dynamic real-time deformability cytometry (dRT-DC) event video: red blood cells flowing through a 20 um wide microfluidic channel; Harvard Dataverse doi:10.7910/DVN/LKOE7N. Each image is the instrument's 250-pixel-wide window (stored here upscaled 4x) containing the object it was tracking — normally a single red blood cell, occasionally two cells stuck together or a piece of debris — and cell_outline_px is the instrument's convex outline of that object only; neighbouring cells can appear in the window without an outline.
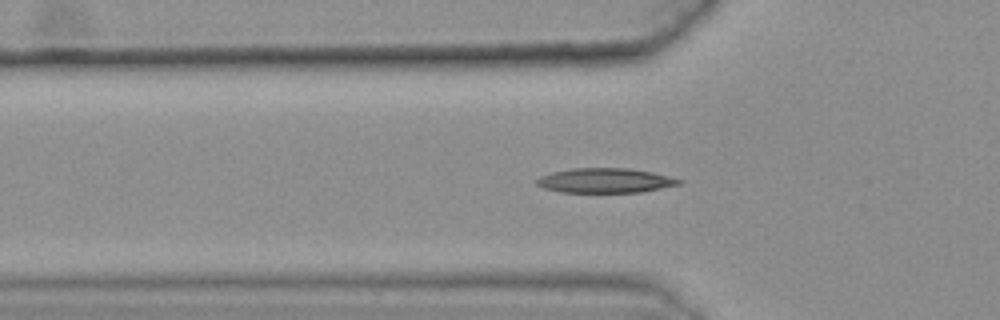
{"species": "common noctule bat (a hibernating species)", "species_latin": "Nyctalus noctula", "temperature_condition": "warm", "stored_images_in_passage": 40, "camera_frame_rate_fps": 3000, "um_per_image_px": 0.085, "animal": {"sex": "female", "body_mass_g": 25.1}, "frame": {"image": 1, "passage_image": 11, "time_ms": 3.333, "image_size_px": [1000, 320], "cell_outline_px": [[680, 184], [640, 192], [560, 192], [544, 188], [536, 184], [536, 180], [540, 176], [552, 172], [572, 168], [628, 168], [652, 172], [668, 176], [680, 180]], "centroid_in_image_um": [51.39, 15.34], "position_along_channel_um": 74.4, "area_um2": 20.23}}
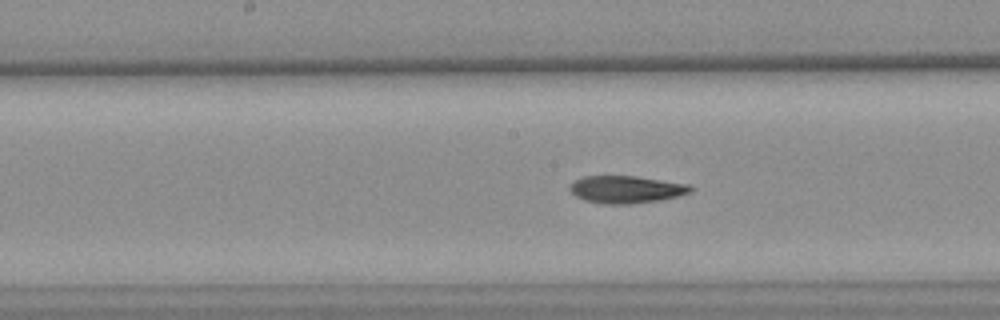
{"frame": {"image": 2, "passage_image": 21, "time_ms": 6.667, "image_size_px": [1000, 320], "cell_outline_px": [[692, 192], [660, 200], [632, 204], [604, 204], [584, 200], [576, 196], [568, 188], [576, 180], [584, 176], [636, 176], [688, 184], [692, 188]], "centroid_in_image_um": [53.22, 16.1], "position_along_channel_um": 195.0, "area_um2": 19.13}}
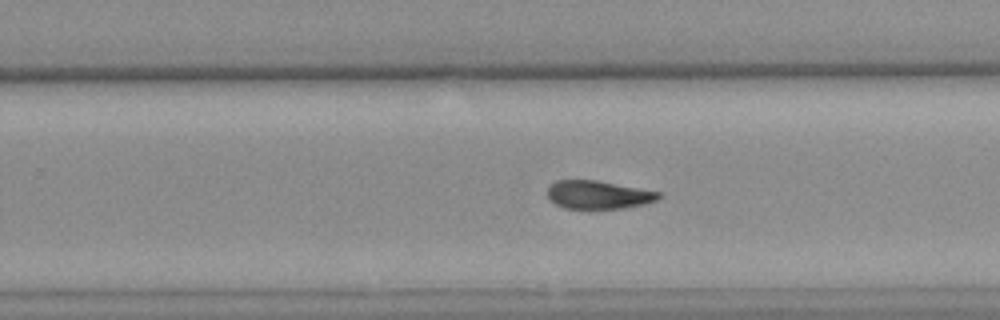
{"frame": {"image": 3, "passage_image": 28, "time_ms": 9.0, "image_size_px": [1000, 320], "cell_outline_px": [[664, 196], [656, 200], [644, 204], [620, 208], [564, 208], [556, 204], [548, 196], [548, 188], [556, 180], [596, 180], [660, 192]], "centroid_in_image_um": [50.87, 16.55], "position_along_channel_um": 278.9, "area_um2": 18.03}, "authors_computed_cell_mechanics": {"area_um2": 19.7098, "velocity_mm_per_s": 3.6083, "shape_relaxation_time_tau1_ms": null, "shape_relaxation_time_tau2_ms": 4.0114, "deformation_change_tau1": null, "deformation_change_tau2": 0.0952}}